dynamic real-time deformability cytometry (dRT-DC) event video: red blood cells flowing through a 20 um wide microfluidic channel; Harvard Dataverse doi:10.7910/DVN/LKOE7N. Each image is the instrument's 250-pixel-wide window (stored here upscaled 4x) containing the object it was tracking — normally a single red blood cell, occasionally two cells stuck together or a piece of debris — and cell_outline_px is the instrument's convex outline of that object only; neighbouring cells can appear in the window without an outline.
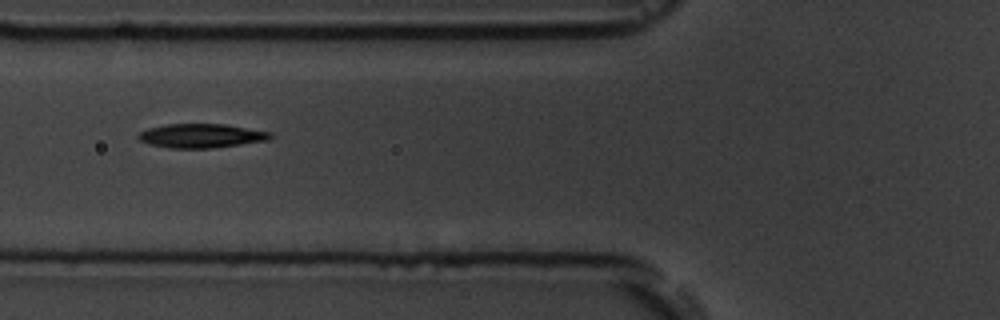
{"species": "common noctule bat (a hibernating species)", "species_latin": "Nyctalus noctula", "temperature_condition": "room temperature", "stored_images_in_passage": 6, "camera_frame_rate_fps": 3000, "um_per_image_px": 0.085, "animal": {"sex": "male", "body_mass_g": 19.5, "forearm_length_mm": 54.6}, "frame": {"image": 1, "passage_image": 5, "time_ms": 5.333, "image_size_px": [1000, 320], "cell_outline_px": [[272, 136], [268, 140], [212, 148], [168, 148], [148, 144], [140, 140], [136, 136], [140, 132], [148, 128], [164, 124], [224, 124], [272, 132]], "centroid_in_image_um": [17.07, 11.54], "position_along_channel_um": 108.7, "area_um2": 18.5}}
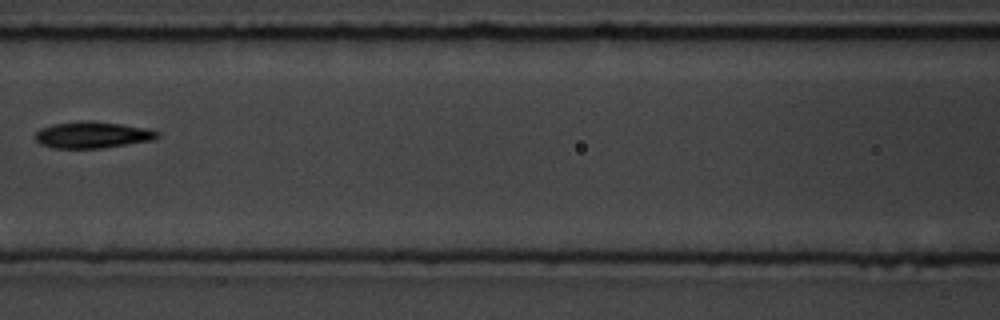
{"frame": {"image": 2, "passage_image": 6, "time_ms": 6.667, "image_size_px": [1000, 320], "cell_outline_px": [[160, 136], [156, 140], [100, 148], [56, 148], [40, 144], [36, 140], [36, 132], [40, 128], [52, 124], [84, 120], [92, 120], [120, 124], [144, 128], [160, 132]], "centroid_in_image_um": [7.87, 11.46], "position_along_channel_um": 158.7, "area_um2": 18.9}}